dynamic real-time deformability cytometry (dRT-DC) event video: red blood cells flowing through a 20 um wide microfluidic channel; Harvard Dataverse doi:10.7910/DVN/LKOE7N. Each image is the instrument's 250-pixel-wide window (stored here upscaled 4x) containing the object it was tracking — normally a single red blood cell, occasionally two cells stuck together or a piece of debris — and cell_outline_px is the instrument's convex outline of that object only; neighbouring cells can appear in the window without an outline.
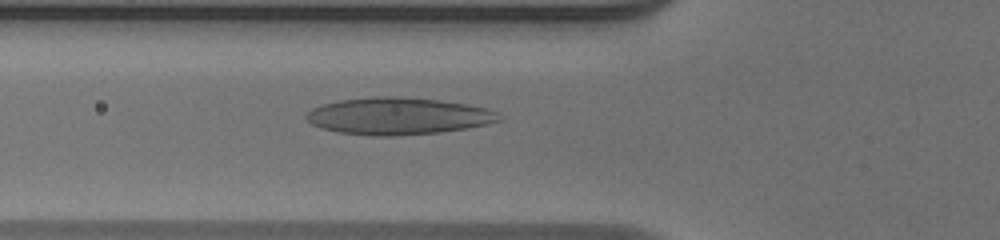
{"species": "human", "species_latin": "Homo sapiens", "temperature_condition": "warm", "stored_images_in_passage": 49, "camera_frame_rate_fps": 3000, "um_per_image_px": 0.085, "donor": {"sex": "male"}, "frame": {"image": 1, "passage_image": 15, "time_ms": 4.667, "image_size_px": [1000, 240], "cell_outline_px": [[500, 120], [484, 124], [464, 128], [440, 132], [392, 136], [372, 136], [340, 132], [324, 128], [312, 124], [304, 116], [312, 108], [324, 104], [340, 100], [372, 96], [396, 96], [436, 100], [468, 104], [488, 108], [496, 112]], "centroid_in_image_um": [33.81, 9.86], "position_along_channel_um": 92.0, "area_um2": 41.15}}
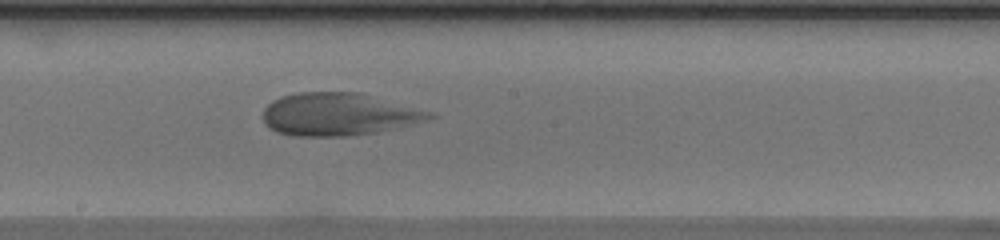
{"frame": {"image": 2, "passage_image": 25, "time_ms": 8.0, "image_size_px": [1000, 240], "cell_outline_px": [[436, 116], [428, 120], [396, 128], [376, 132], [344, 136], [296, 136], [276, 132], [268, 128], [264, 124], [264, 108], [272, 100], [280, 96], [296, 92], [360, 92], [436, 112]], "centroid_in_image_um": [28.8, 9.7], "position_along_channel_um": 219.4, "area_um2": 41.85}}
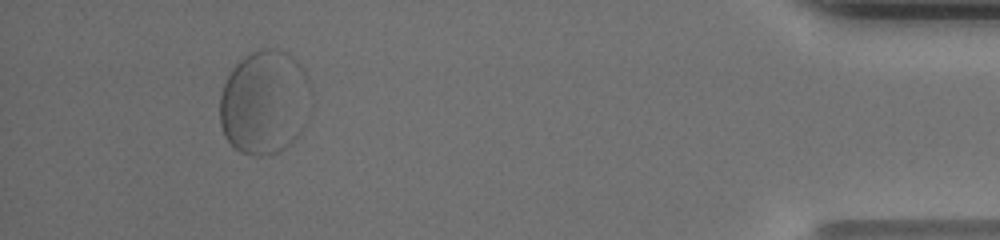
{"frame": {"image": 3, "passage_image": 45, "time_ms": 14.667, "image_size_px": [1000, 240], "cell_outline_px": [[308, 88], [304, 128], [280, 152], [256, 156], [252, 156], [240, 152], [224, 136], [220, 124], [220, 96], [224, 84], [232, 68], [244, 56], [252, 52], [264, 48], [280, 48], [288, 52], [304, 68], [308, 76]], "centroid_in_image_um": [22.45, 8.67], "position_along_channel_um": 412.8, "area_um2": 55.08}}